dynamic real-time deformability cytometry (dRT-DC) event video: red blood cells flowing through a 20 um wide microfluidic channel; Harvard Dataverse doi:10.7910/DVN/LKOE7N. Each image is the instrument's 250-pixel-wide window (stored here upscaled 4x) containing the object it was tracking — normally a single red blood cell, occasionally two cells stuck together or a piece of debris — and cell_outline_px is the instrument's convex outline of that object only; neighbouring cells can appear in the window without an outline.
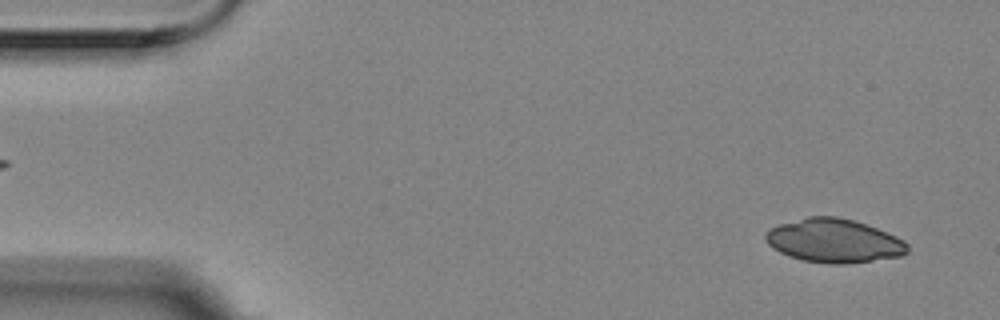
{"species": "Egyptian fruit bat (a non-hibernating species)", "species_latin": "Rousettus aegyptiacus", "temperature_condition": "room temperature", "stored_images_in_passage": 55, "camera_frame_rate_fps": 3000, "um_per_image_px": 0.085, "animal": {"sex": "female"}, "frame": {"image": 1, "passage_image": 3, "time_ms": 0.667, "image_size_px": [1000, 320], "cell_outline_px": [[908, 252], [904, 256], [844, 264], [828, 264], [804, 260], [788, 256], [772, 248], [768, 244], [764, 236], [768, 228], [780, 224], [808, 216], [836, 216], [852, 220], [876, 228], [896, 236], [904, 240], [908, 244]], "centroid_in_image_um": [70.88, 20.47], "position_along_channel_um": 14.1, "area_um2": 36.18}}